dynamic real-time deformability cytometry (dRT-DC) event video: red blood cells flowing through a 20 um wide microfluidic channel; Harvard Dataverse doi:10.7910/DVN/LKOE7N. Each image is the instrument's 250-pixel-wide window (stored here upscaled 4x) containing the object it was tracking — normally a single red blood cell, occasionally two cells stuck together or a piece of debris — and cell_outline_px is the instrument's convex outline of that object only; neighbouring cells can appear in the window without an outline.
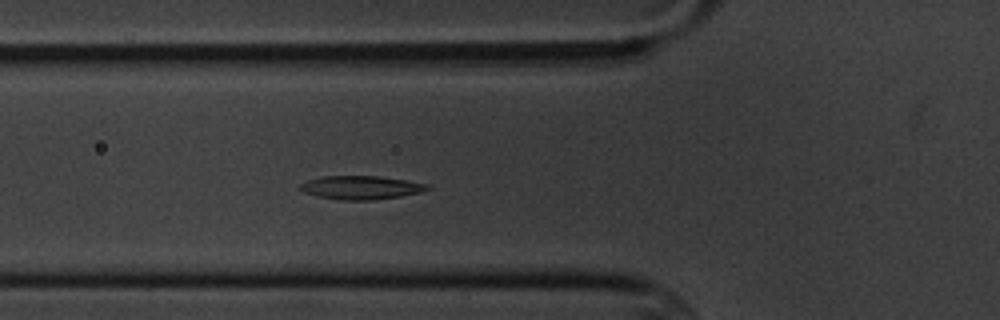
{"species": "common noctule bat (a hibernating species)", "species_latin": "Nyctalus noctula", "temperature_condition": "cold", "stored_images_in_passage": 5, "camera_frame_rate_fps": 3000, "um_per_image_px": 0.085, "animal": {"sex": "male", "body_mass_g": 20.1, "forearm_length_mm": 53.5}, "frame": {"image": 1, "passage_image": 5, "time_ms": 4.333, "image_size_px": [1000, 320], "cell_outline_px": [[432, 188], [420, 192], [400, 196], [372, 200], [340, 200], [316, 196], [304, 192], [300, 188], [300, 184], [308, 180], [324, 176], [376, 176], [408, 180], [428, 184]], "centroid_in_image_um": [30.7, 15.94], "position_along_channel_um": 95.1, "area_um2": 17.4}}